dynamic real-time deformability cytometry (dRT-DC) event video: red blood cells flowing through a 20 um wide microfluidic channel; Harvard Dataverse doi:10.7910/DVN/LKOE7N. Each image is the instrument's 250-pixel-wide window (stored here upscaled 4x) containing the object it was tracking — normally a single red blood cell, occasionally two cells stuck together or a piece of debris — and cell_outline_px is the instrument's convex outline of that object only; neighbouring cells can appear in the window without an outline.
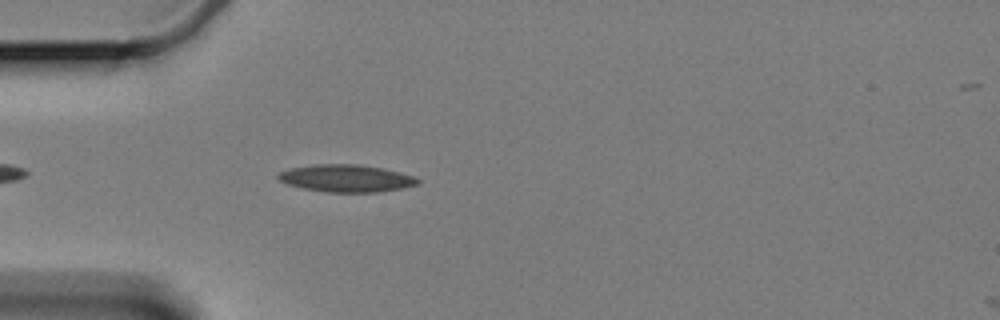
{"species": "Egyptian fruit bat (a non-hibernating species)", "species_latin": "Rousettus aegyptiacus", "temperature_condition": "cold", "stored_images_in_passage": 7, "camera_frame_rate_fps": 3000, "um_per_image_px": 0.085, "animal": {"sex": "female"}, "frame": {"image": 1, "passage_image": 6, "time_ms": 1.667, "image_size_px": [1000, 320], "cell_outline_px": [[420, 184], [400, 188], [376, 192], [328, 192], [304, 188], [288, 184], [280, 180], [276, 176], [280, 172], [288, 168], [316, 164], [356, 164], [384, 168], [400, 172], [412, 176], [420, 180]], "centroid_in_image_um": [29.43, 15.14], "position_along_channel_um": 55.6, "area_um2": 22.08}}